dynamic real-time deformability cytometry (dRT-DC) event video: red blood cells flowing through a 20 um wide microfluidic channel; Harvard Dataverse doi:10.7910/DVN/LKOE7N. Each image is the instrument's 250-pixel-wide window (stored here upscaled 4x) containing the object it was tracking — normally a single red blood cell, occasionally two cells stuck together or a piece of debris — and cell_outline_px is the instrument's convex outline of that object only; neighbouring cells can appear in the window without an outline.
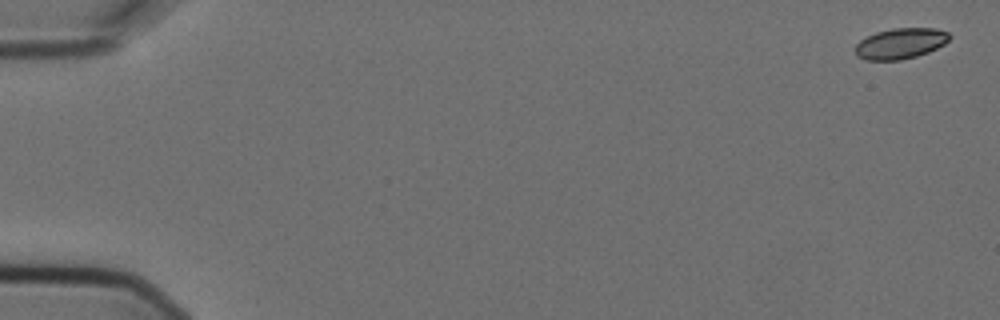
{"species": "Egyptian fruit bat (a non-hibernating species)", "species_latin": "Rousettus aegyptiacus", "temperature_condition": "cold", "stored_images_in_passage": 11, "camera_frame_rate_fps": 3000, "um_per_image_px": 0.085, "animal": {"sex": "female"}, "frame": {"image": 1, "passage_image": 1, "time_ms": 0.0, "image_size_px": [1000, 320], "cell_outline_px": [[952, 36], [944, 44], [928, 52], [916, 56], [900, 60], [864, 60], [856, 56], [856, 44], [860, 40], [876, 32], [892, 28], [936, 28], [948, 32]], "centroid_in_image_um": [76.54, 3.69], "position_along_channel_um": 8.5, "area_um2": 16.88}}
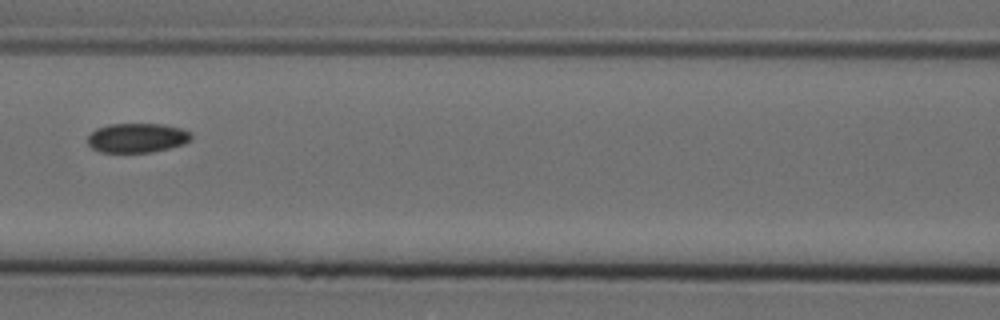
{"frame": {"image": 2, "passage_image": 7, "time_ms": 2.0, "image_size_px": [1000, 320], "cell_outline_px": [[192, 140], [184, 144], [152, 152], [100, 152], [92, 148], [88, 144], [88, 136], [96, 128], [108, 124], [164, 124], [180, 128], [192, 132]], "centroid_in_image_um": [11.67, 11.71], "position_along_channel_um": 154.9, "area_um2": 17.86}}
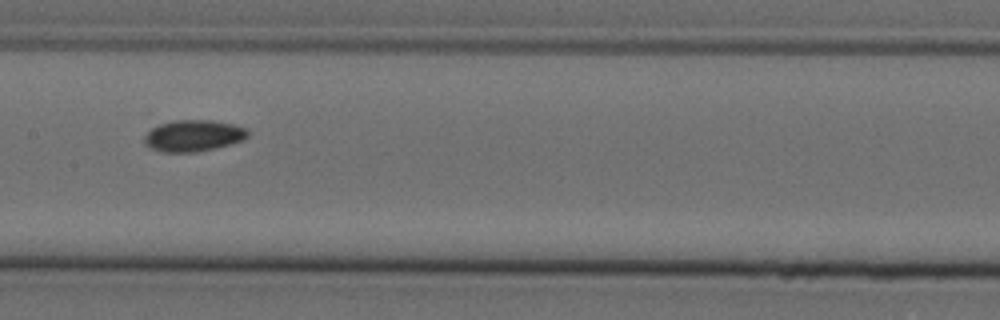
{"frame": {"image": 3, "passage_image": 8, "time_ms": 2.333, "image_size_px": [1000, 320], "cell_outline_px": [[248, 136], [244, 140], [216, 148], [196, 152], [160, 152], [144, 144], [144, 136], [152, 128], [160, 124], [176, 120], [212, 120], [232, 124], [248, 128]], "centroid_in_image_um": [16.45, 11.54], "position_along_channel_um": 190.9, "area_um2": 19.02}}